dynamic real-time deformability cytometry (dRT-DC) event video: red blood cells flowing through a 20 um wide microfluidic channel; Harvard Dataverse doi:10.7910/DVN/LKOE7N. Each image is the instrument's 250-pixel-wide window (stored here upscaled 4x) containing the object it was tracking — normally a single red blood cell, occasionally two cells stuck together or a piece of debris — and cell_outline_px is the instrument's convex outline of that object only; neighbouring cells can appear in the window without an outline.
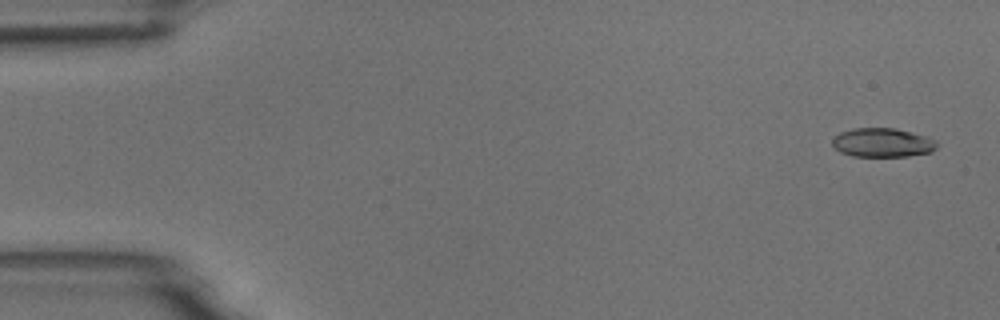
{"species": "common noctule bat (a hibernating species)", "species_latin": "Nyctalus noctula", "temperature_condition": "room temperature", "stored_images_in_passage": 4, "camera_frame_rate_fps": 3000, "um_per_image_px": 0.085, "animal": {"sex": "male", "body_mass_g": 18.8}, "frame": {"image": 1, "passage_image": 1, "time_ms": 0.0, "image_size_px": [1000, 320], "cell_outline_px": [[936, 148], [932, 152], [908, 156], [852, 156], [840, 152], [832, 144], [832, 140], [840, 132], [852, 128], [892, 128], [924, 136], [936, 140]], "centroid_in_image_um": [74.99, 12.13], "position_along_channel_um": 10.0, "area_um2": 17.46}}
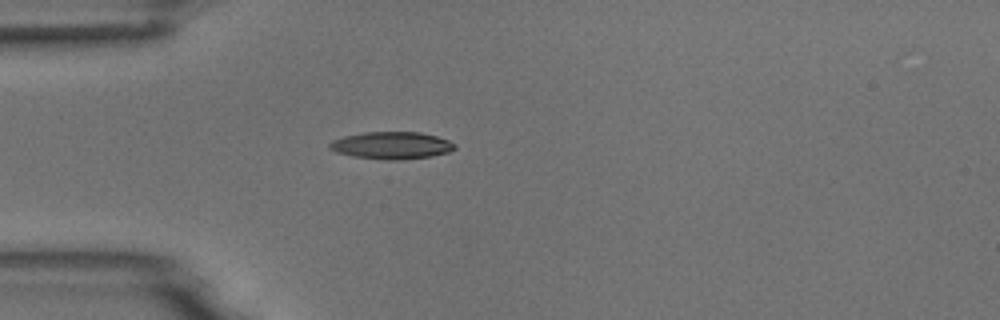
{"frame": {"image": 2, "passage_image": 4, "time_ms": 4.333, "image_size_px": [1000, 320], "cell_outline_px": [[456, 148], [448, 152], [432, 156], [404, 160], [388, 160], [352, 156], [336, 152], [328, 148], [328, 144], [332, 140], [344, 136], [364, 132], [420, 132], [436, 136], [448, 140], [456, 144]], "centroid_in_image_um": [33.28, 12.36], "position_along_channel_um": 51.7, "area_um2": 20.0}}